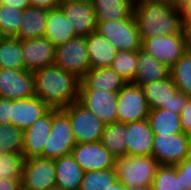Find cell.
I'll return each instance as SVG.
<instances>
[{"label":"cell","instance_id":"1","mask_svg":"<svg viewBox=\"0 0 191 190\" xmlns=\"http://www.w3.org/2000/svg\"><path fill=\"white\" fill-rule=\"evenodd\" d=\"M35 96L50 108L63 109L78 101L80 79L56 65L33 72Z\"/></svg>","mask_w":191,"mask_h":190},{"label":"cell","instance_id":"2","mask_svg":"<svg viewBox=\"0 0 191 190\" xmlns=\"http://www.w3.org/2000/svg\"><path fill=\"white\" fill-rule=\"evenodd\" d=\"M134 17L141 40L162 35L181 34V11L164 3L136 0Z\"/></svg>","mask_w":191,"mask_h":190},{"label":"cell","instance_id":"3","mask_svg":"<svg viewBox=\"0 0 191 190\" xmlns=\"http://www.w3.org/2000/svg\"><path fill=\"white\" fill-rule=\"evenodd\" d=\"M158 161L153 156L126 155L115 159L114 171L117 180L127 188L151 187Z\"/></svg>","mask_w":191,"mask_h":190},{"label":"cell","instance_id":"4","mask_svg":"<svg viewBox=\"0 0 191 190\" xmlns=\"http://www.w3.org/2000/svg\"><path fill=\"white\" fill-rule=\"evenodd\" d=\"M75 145L76 140L68 116L61 109L52 108V126L41 157L60 158L71 154Z\"/></svg>","mask_w":191,"mask_h":190},{"label":"cell","instance_id":"5","mask_svg":"<svg viewBox=\"0 0 191 190\" xmlns=\"http://www.w3.org/2000/svg\"><path fill=\"white\" fill-rule=\"evenodd\" d=\"M96 32L109 40L118 51H138L142 48L134 15L121 20L97 21Z\"/></svg>","mask_w":191,"mask_h":190},{"label":"cell","instance_id":"6","mask_svg":"<svg viewBox=\"0 0 191 190\" xmlns=\"http://www.w3.org/2000/svg\"><path fill=\"white\" fill-rule=\"evenodd\" d=\"M141 88L149 109L163 108L180 114L189 99L185 93L179 91L171 77L142 84Z\"/></svg>","mask_w":191,"mask_h":190},{"label":"cell","instance_id":"7","mask_svg":"<svg viewBox=\"0 0 191 190\" xmlns=\"http://www.w3.org/2000/svg\"><path fill=\"white\" fill-rule=\"evenodd\" d=\"M152 156L159 165L175 166L191 156V135L176 133L154 134Z\"/></svg>","mask_w":191,"mask_h":190},{"label":"cell","instance_id":"8","mask_svg":"<svg viewBox=\"0 0 191 190\" xmlns=\"http://www.w3.org/2000/svg\"><path fill=\"white\" fill-rule=\"evenodd\" d=\"M69 118L76 143L98 142L105 124L78 101L61 109Z\"/></svg>","mask_w":191,"mask_h":190},{"label":"cell","instance_id":"9","mask_svg":"<svg viewBox=\"0 0 191 190\" xmlns=\"http://www.w3.org/2000/svg\"><path fill=\"white\" fill-rule=\"evenodd\" d=\"M54 65L81 79L90 69L86 37L76 36L57 46Z\"/></svg>","mask_w":191,"mask_h":190},{"label":"cell","instance_id":"10","mask_svg":"<svg viewBox=\"0 0 191 190\" xmlns=\"http://www.w3.org/2000/svg\"><path fill=\"white\" fill-rule=\"evenodd\" d=\"M117 121L130 123L147 119L149 107L141 86L128 82L118 91Z\"/></svg>","mask_w":191,"mask_h":190},{"label":"cell","instance_id":"11","mask_svg":"<svg viewBox=\"0 0 191 190\" xmlns=\"http://www.w3.org/2000/svg\"><path fill=\"white\" fill-rule=\"evenodd\" d=\"M54 159L35 157L25 159L21 186L26 190H47L55 186Z\"/></svg>","mask_w":191,"mask_h":190},{"label":"cell","instance_id":"12","mask_svg":"<svg viewBox=\"0 0 191 190\" xmlns=\"http://www.w3.org/2000/svg\"><path fill=\"white\" fill-rule=\"evenodd\" d=\"M117 95L118 92L79 89L78 102L104 124H110L117 121Z\"/></svg>","mask_w":191,"mask_h":190},{"label":"cell","instance_id":"13","mask_svg":"<svg viewBox=\"0 0 191 190\" xmlns=\"http://www.w3.org/2000/svg\"><path fill=\"white\" fill-rule=\"evenodd\" d=\"M142 49L169 68L187 51L182 34L143 39Z\"/></svg>","mask_w":191,"mask_h":190},{"label":"cell","instance_id":"14","mask_svg":"<svg viewBox=\"0 0 191 190\" xmlns=\"http://www.w3.org/2000/svg\"><path fill=\"white\" fill-rule=\"evenodd\" d=\"M59 8L77 36L86 37L96 32L97 19L92 0H63Z\"/></svg>","mask_w":191,"mask_h":190},{"label":"cell","instance_id":"15","mask_svg":"<svg viewBox=\"0 0 191 190\" xmlns=\"http://www.w3.org/2000/svg\"><path fill=\"white\" fill-rule=\"evenodd\" d=\"M34 95L32 72L19 69H0V98L18 100Z\"/></svg>","mask_w":191,"mask_h":190},{"label":"cell","instance_id":"16","mask_svg":"<svg viewBox=\"0 0 191 190\" xmlns=\"http://www.w3.org/2000/svg\"><path fill=\"white\" fill-rule=\"evenodd\" d=\"M71 155L84 172L114 167L115 158L100 141L76 143Z\"/></svg>","mask_w":191,"mask_h":190},{"label":"cell","instance_id":"17","mask_svg":"<svg viewBox=\"0 0 191 190\" xmlns=\"http://www.w3.org/2000/svg\"><path fill=\"white\" fill-rule=\"evenodd\" d=\"M24 70L35 72L54 64L56 47L45 37L21 40Z\"/></svg>","mask_w":191,"mask_h":190},{"label":"cell","instance_id":"18","mask_svg":"<svg viewBox=\"0 0 191 190\" xmlns=\"http://www.w3.org/2000/svg\"><path fill=\"white\" fill-rule=\"evenodd\" d=\"M51 108L37 96L11 100L10 124L22 131L28 129Z\"/></svg>","mask_w":191,"mask_h":190},{"label":"cell","instance_id":"19","mask_svg":"<svg viewBox=\"0 0 191 190\" xmlns=\"http://www.w3.org/2000/svg\"><path fill=\"white\" fill-rule=\"evenodd\" d=\"M52 126V108L23 131L22 154L25 159L41 157Z\"/></svg>","mask_w":191,"mask_h":190},{"label":"cell","instance_id":"20","mask_svg":"<svg viewBox=\"0 0 191 190\" xmlns=\"http://www.w3.org/2000/svg\"><path fill=\"white\" fill-rule=\"evenodd\" d=\"M127 155L152 156L154 133L147 119L126 123Z\"/></svg>","mask_w":191,"mask_h":190},{"label":"cell","instance_id":"21","mask_svg":"<svg viewBox=\"0 0 191 190\" xmlns=\"http://www.w3.org/2000/svg\"><path fill=\"white\" fill-rule=\"evenodd\" d=\"M127 83V80L110 67L94 68L89 69L80 79L79 89L118 92Z\"/></svg>","mask_w":191,"mask_h":190},{"label":"cell","instance_id":"22","mask_svg":"<svg viewBox=\"0 0 191 190\" xmlns=\"http://www.w3.org/2000/svg\"><path fill=\"white\" fill-rule=\"evenodd\" d=\"M137 72L131 83L141 86L170 77V68L142 48L137 51Z\"/></svg>","mask_w":191,"mask_h":190},{"label":"cell","instance_id":"23","mask_svg":"<svg viewBox=\"0 0 191 190\" xmlns=\"http://www.w3.org/2000/svg\"><path fill=\"white\" fill-rule=\"evenodd\" d=\"M21 17L19 30L14 37L19 40L44 37L48 10L29 6L23 10Z\"/></svg>","mask_w":191,"mask_h":190},{"label":"cell","instance_id":"24","mask_svg":"<svg viewBox=\"0 0 191 190\" xmlns=\"http://www.w3.org/2000/svg\"><path fill=\"white\" fill-rule=\"evenodd\" d=\"M55 186L62 190H78L84 171L75 161L71 154L54 159Z\"/></svg>","mask_w":191,"mask_h":190},{"label":"cell","instance_id":"25","mask_svg":"<svg viewBox=\"0 0 191 190\" xmlns=\"http://www.w3.org/2000/svg\"><path fill=\"white\" fill-rule=\"evenodd\" d=\"M90 69L110 67L117 49L104 36L93 32L86 36Z\"/></svg>","mask_w":191,"mask_h":190},{"label":"cell","instance_id":"26","mask_svg":"<svg viewBox=\"0 0 191 190\" xmlns=\"http://www.w3.org/2000/svg\"><path fill=\"white\" fill-rule=\"evenodd\" d=\"M76 36L64 12L60 8L48 10L45 38L57 47Z\"/></svg>","mask_w":191,"mask_h":190},{"label":"cell","instance_id":"27","mask_svg":"<svg viewBox=\"0 0 191 190\" xmlns=\"http://www.w3.org/2000/svg\"><path fill=\"white\" fill-rule=\"evenodd\" d=\"M136 0H92L97 21L131 18Z\"/></svg>","mask_w":191,"mask_h":190},{"label":"cell","instance_id":"28","mask_svg":"<svg viewBox=\"0 0 191 190\" xmlns=\"http://www.w3.org/2000/svg\"><path fill=\"white\" fill-rule=\"evenodd\" d=\"M147 120L154 134L170 136L171 134L182 133L180 114L169 109H150Z\"/></svg>","mask_w":191,"mask_h":190},{"label":"cell","instance_id":"29","mask_svg":"<svg viewBox=\"0 0 191 190\" xmlns=\"http://www.w3.org/2000/svg\"><path fill=\"white\" fill-rule=\"evenodd\" d=\"M126 125L122 122L105 124L100 142L115 158H122L127 155Z\"/></svg>","mask_w":191,"mask_h":190},{"label":"cell","instance_id":"30","mask_svg":"<svg viewBox=\"0 0 191 190\" xmlns=\"http://www.w3.org/2000/svg\"><path fill=\"white\" fill-rule=\"evenodd\" d=\"M24 70L22 42L16 37H0V69Z\"/></svg>","mask_w":191,"mask_h":190},{"label":"cell","instance_id":"31","mask_svg":"<svg viewBox=\"0 0 191 190\" xmlns=\"http://www.w3.org/2000/svg\"><path fill=\"white\" fill-rule=\"evenodd\" d=\"M170 77L179 91L191 98V52L186 51L170 68Z\"/></svg>","mask_w":191,"mask_h":190},{"label":"cell","instance_id":"32","mask_svg":"<svg viewBox=\"0 0 191 190\" xmlns=\"http://www.w3.org/2000/svg\"><path fill=\"white\" fill-rule=\"evenodd\" d=\"M116 180L114 168L84 172L78 190H108Z\"/></svg>","mask_w":191,"mask_h":190},{"label":"cell","instance_id":"33","mask_svg":"<svg viewBox=\"0 0 191 190\" xmlns=\"http://www.w3.org/2000/svg\"><path fill=\"white\" fill-rule=\"evenodd\" d=\"M137 51H117L110 68L116 71L127 82H132L137 72Z\"/></svg>","mask_w":191,"mask_h":190},{"label":"cell","instance_id":"34","mask_svg":"<svg viewBox=\"0 0 191 190\" xmlns=\"http://www.w3.org/2000/svg\"><path fill=\"white\" fill-rule=\"evenodd\" d=\"M23 131L12 124H0V153H22Z\"/></svg>","mask_w":191,"mask_h":190},{"label":"cell","instance_id":"35","mask_svg":"<svg viewBox=\"0 0 191 190\" xmlns=\"http://www.w3.org/2000/svg\"><path fill=\"white\" fill-rule=\"evenodd\" d=\"M22 13L23 10L0 4V37H14L17 34Z\"/></svg>","mask_w":191,"mask_h":190},{"label":"cell","instance_id":"36","mask_svg":"<svg viewBox=\"0 0 191 190\" xmlns=\"http://www.w3.org/2000/svg\"><path fill=\"white\" fill-rule=\"evenodd\" d=\"M152 190H180V173L176 166L160 165L154 176Z\"/></svg>","mask_w":191,"mask_h":190},{"label":"cell","instance_id":"37","mask_svg":"<svg viewBox=\"0 0 191 190\" xmlns=\"http://www.w3.org/2000/svg\"><path fill=\"white\" fill-rule=\"evenodd\" d=\"M24 162L22 153H0V179L22 178Z\"/></svg>","mask_w":191,"mask_h":190},{"label":"cell","instance_id":"38","mask_svg":"<svg viewBox=\"0 0 191 190\" xmlns=\"http://www.w3.org/2000/svg\"><path fill=\"white\" fill-rule=\"evenodd\" d=\"M175 166L177 172L180 173V190H191V156Z\"/></svg>","mask_w":191,"mask_h":190},{"label":"cell","instance_id":"39","mask_svg":"<svg viewBox=\"0 0 191 190\" xmlns=\"http://www.w3.org/2000/svg\"><path fill=\"white\" fill-rule=\"evenodd\" d=\"M180 123L182 132L191 135V98L188 99L180 113Z\"/></svg>","mask_w":191,"mask_h":190},{"label":"cell","instance_id":"40","mask_svg":"<svg viewBox=\"0 0 191 190\" xmlns=\"http://www.w3.org/2000/svg\"><path fill=\"white\" fill-rule=\"evenodd\" d=\"M11 120V100L0 98V124H9Z\"/></svg>","mask_w":191,"mask_h":190},{"label":"cell","instance_id":"41","mask_svg":"<svg viewBox=\"0 0 191 190\" xmlns=\"http://www.w3.org/2000/svg\"><path fill=\"white\" fill-rule=\"evenodd\" d=\"M181 34L186 50L191 52V19H182Z\"/></svg>","mask_w":191,"mask_h":190},{"label":"cell","instance_id":"42","mask_svg":"<svg viewBox=\"0 0 191 190\" xmlns=\"http://www.w3.org/2000/svg\"><path fill=\"white\" fill-rule=\"evenodd\" d=\"M63 0H30L31 6H35L41 9H55L59 8Z\"/></svg>","mask_w":191,"mask_h":190},{"label":"cell","instance_id":"43","mask_svg":"<svg viewBox=\"0 0 191 190\" xmlns=\"http://www.w3.org/2000/svg\"><path fill=\"white\" fill-rule=\"evenodd\" d=\"M21 187V178L0 179V190H18Z\"/></svg>","mask_w":191,"mask_h":190},{"label":"cell","instance_id":"44","mask_svg":"<svg viewBox=\"0 0 191 190\" xmlns=\"http://www.w3.org/2000/svg\"><path fill=\"white\" fill-rule=\"evenodd\" d=\"M0 4L10 5L19 10H24L31 6L30 0H0Z\"/></svg>","mask_w":191,"mask_h":190},{"label":"cell","instance_id":"45","mask_svg":"<svg viewBox=\"0 0 191 190\" xmlns=\"http://www.w3.org/2000/svg\"><path fill=\"white\" fill-rule=\"evenodd\" d=\"M191 0H173V7L181 11Z\"/></svg>","mask_w":191,"mask_h":190},{"label":"cell","instance_id":"46","mask_svg":"<svg viewBox=\"0 0 191 190\" xmlns=\"http://www.w3.org/2000/svg\"><path fill=\"white\" fill-rule=\"evenodd\" d=\"M182 19H191V1L181 10Z\"/></svg>","mask_w":191,"mask_h":190},{"label":"cell","instance_id":"47","mask_svg":"<svg viewBox=\"0 0 191 190\" xmlns=\"http://www.w3.org/2000/svg\"><path fill=\"white\" fill-rule=\"evenodd\" d=\"M108 190H128V188L121 182L116 180Z\"/></svg>","mask_w":191,"mask_h":190},{"label":"cell","instance_id":"48","mask_svg":"<svg viewBox=\"0 0 191 190\" xmlns=\"http://www.w3.org/2000/svg\"><path fill=\"white\" fill-rule=\"evenodd\" d=\"M149 1L160 2V3H164L166 5L173 6V0H149Z\"/></svg>","mask_w":191,"mask_h":190},{"label":"cell","instance_id":"49","mask_svg":"<svg viewBox=\"0 0 191 190\" xmlns=\"http://www.w3.org/2000/svg\"><path fill=\"white\" fill-rule=\"evenodd\" d=\"M128 190H152L151 187L128 188Z\"/></svg>","mask_w":191,"mask_h":190},{"label":"cell","instance_id":"50","mask_svg":"<svg viewBox=\"0 0 191 190\" xmlns=\"http://www.w3.org/2000/svg\"><path fill=\"white\" fill-rule=\"evenodd\" d=\"M47 190H62L60 187L54 186L51 188H48Z\"/></svg>","mask_w":191,"mask_h":190},{"label":"cell","instance_id":"51","mask_svg":"<svg viewBox=\"0 0 191 190\" xmlns=\"http://www.w3.org/2000/svg\"><path fill=\"white\" fill-rule=\"evenodd\" d=\"M18 190H26V189H24V188L21 186Z\"/></svg>","mask_w":191,"mask_h":190}]
</instances>
